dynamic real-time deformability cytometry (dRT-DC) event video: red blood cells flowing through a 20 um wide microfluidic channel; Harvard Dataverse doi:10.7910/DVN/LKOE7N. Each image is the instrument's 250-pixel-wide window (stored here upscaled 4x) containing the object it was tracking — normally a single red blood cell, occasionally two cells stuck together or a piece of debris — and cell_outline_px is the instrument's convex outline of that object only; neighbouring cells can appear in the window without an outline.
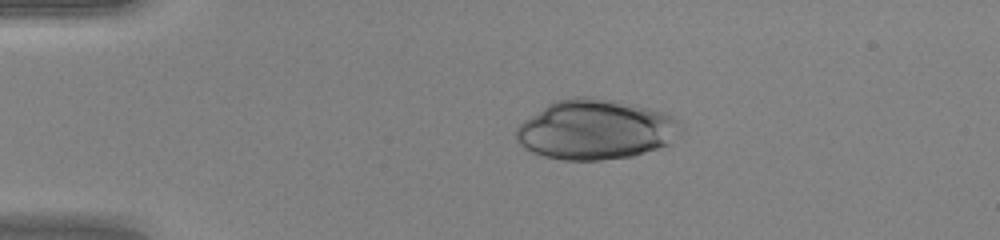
{"species": "human", "species_latin": "Homo sapiens", "temperature_condition": "warm", "stored_images_in_passage": 39, "camera_frame_rate_fps": 3000, "um_per_image_px": 0.085, "donor": {"sex": "female"}, "frame": {"image": 1, "passage_image": 1, "time_ms": 0.0, "image_size_px": [1000, 240], "cell_outline_px": [[684, 128], [672, 144], [632, 156], [600, 160], [560, 160], [544, 156], [532, 152], [524, 148], [516, 140], [516, 128], [524, 120], [548, 104], [556, 100], [576, 96], [592, 96], [616, 100], [636, 104], [664, 112], [672, 116]], "centroid_in_image_um": [50.66, 11.01], "position_along_channel_um": 34.3, "area_um2": 58.03}}
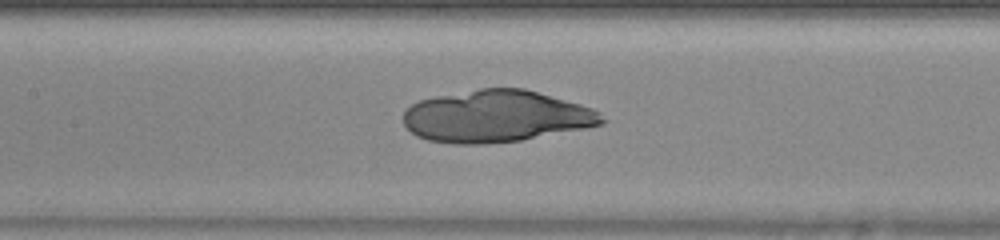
{"frame": {"image": 2, "passage_image": 14, "time_ms": 4.333, "image_size_px": [1000, 240], "cell_outline_px": [[608, 120], [604, 124], [588, 128], [520, 140], [484, 144], [452, 144], [428, 140], [416, 136], [404, 124], [404, 112], [412, 104], [420, 100], [436, 96], [480, 88], [524, 88], [580, 104], [592, 108], [600, 112]], "centroid_in_image_um": [42.21, 9.89], "position_along_channel_um": 165.2, "area_um2": 60.23}}
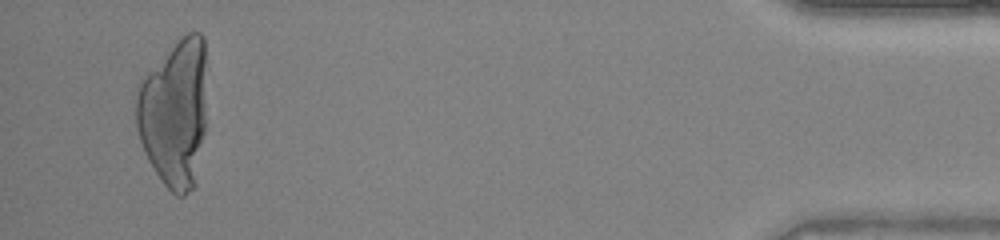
{"frame": {"image": 3, "passage_image": 37, "time_ms": 12.0, "image_size_px": [1000, 240], "cell_outline_px": [[204, 132], [196, 184], [184, 196], [176, 196], [164, 184], [148, 160], [144, 152], [136, 128], [136, 96], [140, 80], [188, 32], [200, 32], [204, 36]], "centroid_in_image_um": [14.81, 9.68], "position_along_channel_um": 420.4, "area_um2": 60.17}}